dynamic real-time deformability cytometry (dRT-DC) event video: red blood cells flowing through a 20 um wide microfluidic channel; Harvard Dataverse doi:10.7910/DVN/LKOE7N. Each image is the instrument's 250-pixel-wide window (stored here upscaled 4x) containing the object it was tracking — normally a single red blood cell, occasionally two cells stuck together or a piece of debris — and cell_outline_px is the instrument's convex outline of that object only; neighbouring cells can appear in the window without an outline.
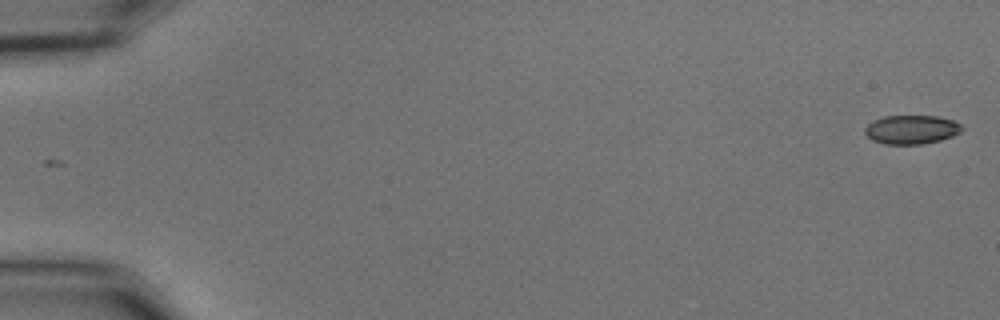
{"species": "common noctule bat (a hibernating species)", "species_latin": "Nyctalus noctula", "temperature_condition": "cold", "stored_images_in_passage": 55, "camera_frame_rate_fps": 3000, "um_per_image_px": 0.085, "animal": {"sex": "male", "body_mass_g": 15.6}, "frame": {"image": 1, "passage_image": 1, "time_ms": 0.0, "image_size_px": [1000, 320], "cell_outline_px": [[964, 128], [960, 132], [952, 136], [940, 140], [920, 144], [884, 144], [872, 140], [864, 132], [864, 128], [872, 120], [884, 116], [936, 116], [952, 120], [960, 124]], "centroid_in_image_um": [77.45, 11.01], "position_along_channel_um": 7.6, "area_um2": 16.3}}
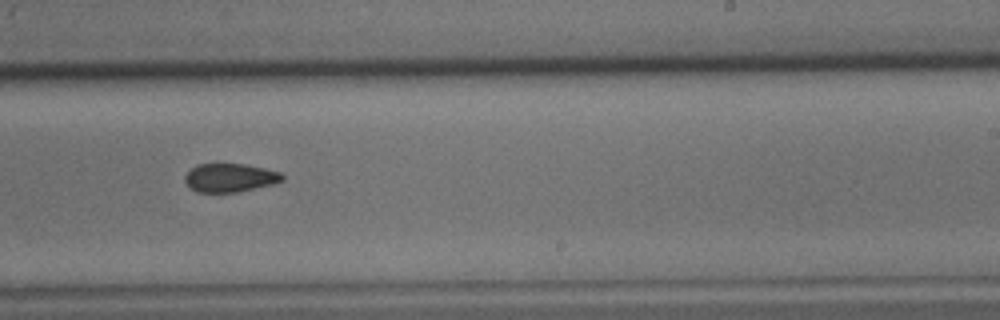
{"frame": {"image": 2, "passage_image": 35, "time_ms": 11.333, "image_size_px": [1000, 320], "cell_outline_px": [[284, 180], [272, 184], [236, 192], [196, 192], [184, 180], [184, 176], [196, 164], [244, 164], [264, 168], [280, 172], [284, 176]], "centroid_in_image_um": [19.54, 15.1], "position_along_channel_um": 269.5, "area_um2": 16.01}}
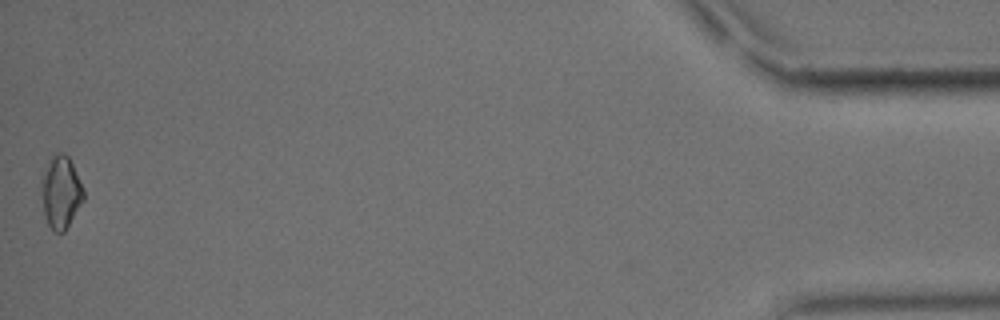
{"frame": {"image": 3, "passage_image": 55, "time_ms": 18.0, "image_size_px": [1000, 320], "cell_outline_px": [[84, 200], [64, 232], [56, 232], [48, 224], [44, 212], [40, 180], [52, 152], [64, 152], [68, 156], [72, 164], [84, 192]], "centroid_in_image_um": [5.15, 16.29], "position_along_channel_um": 430.0, "area_um2": 17.69}, "authors_computed_cell_mechanics": {"area_um2": 16.9932, "velocity_mm_per_s": 3.6888, "shape_relaxation_time_tau1_ms": 10.3347, "shape_relaxation_time_tau2_ms": 9.776, "deformation_change_tau1": 0.1175, "deformation_change_tau2": 0.1334}}